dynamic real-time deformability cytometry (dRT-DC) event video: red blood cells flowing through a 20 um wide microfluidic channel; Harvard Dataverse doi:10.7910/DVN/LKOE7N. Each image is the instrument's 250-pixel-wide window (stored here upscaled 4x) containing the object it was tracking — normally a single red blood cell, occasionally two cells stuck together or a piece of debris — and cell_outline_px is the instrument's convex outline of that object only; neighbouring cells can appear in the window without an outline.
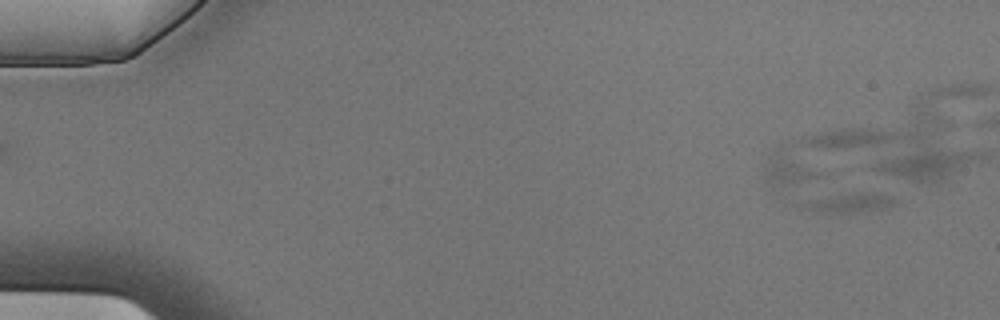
{"species": "Egyptian fruit bat (a non-hibernating species)", "species_latin": "Rousettus aegyptiacus", "temperature_condition": "cold", "stored_images_in_passage": 16, "camera_frame_rate_fps": 3000, "um_per_image_px": 0.085, "animal": {"sex": "male"}, "frame": {"image": 1, "passage_image": 3, "time_ms": 0.667, "image_size_px": [1000, 320], "cell_outline_px": [[896, 204], [884, 208], [856, 212], [820, 212], [800, 208], [788, 204], [784, 200], [840, 192], [880, 192], [892, 196], [896, 200]], "centroid_in_image_um": [71.76, 17.17], "position_along_channel_um": 13.2, "area_um2": 12.2}}
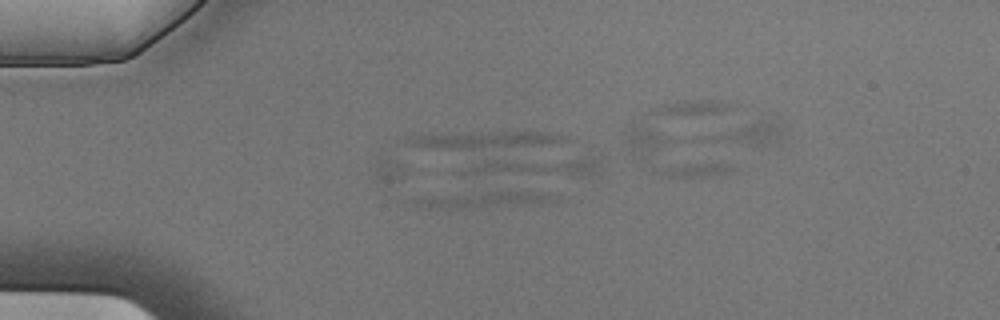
{"frame": {"image": 2, "passage_image": 14, "time_ms": 4.333, "image_size_px": [1000, 320], "cell_outline_px": [[552, 200], [524, 204], [448, 208], [412, 204], [412, 200], [488, 192], [540, 192], [548, 196]], "centroid_in_image_um": [41.13, 16.97], "position_along_channel_um": 43.9, "area_um2": 10.87}}